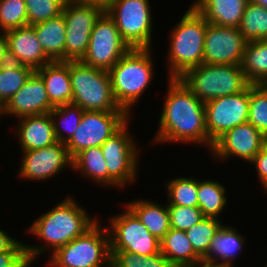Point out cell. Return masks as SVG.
<instances>
[{
  "mask_svg": "<svg viewBox=\"0 0 267 267\" xmlns=\"http://www.w3.org/2000/svg\"><path fill=\"white\" fill-rule=\"evenodd\" d=\"M25 246L19 241L10 251L0 253V267H30Z\"/></svg>",
  "mask_w": 267,
  "mask_h": 267,
  "instance_id": "40",
  "label": "cell"
},
{
  "mask_svg": "<svg viewBox=\"0 0 267 267\" xmlns=\"http://www.w3.org/2000/svg\"><path fill=\"white\" fill-rule=\"evenodd\" d=\"M265 145L267 146V134L265 135Z\"/></svg>",
  "mask_w": 267,
  "mask_h": 267,
  "instance_id": "48",
  "label": "cell"
},
{
  "mask_svg": "<svg viewBox=\"0 0 267 267\" xmlns=\"http://www.w3.org/2000/svg\"><path fill=\"white\" fill-rule=\"evenodd\" d=\"M233 267L231 264L221 263V262H212L210 260L201 258L193 267Z\"/></svg>",
  "mask_w": 267,
  "mask_h": 267,
  "instance_id": "44",
  "label": "cell"
},
{
  "mask_svg": "<svg viewBox=\"0 0 267 267\" xmlns=\"http://www.w3.org/2000/svg\"><path fill=\"white\" fill-rule=\"evenodd\" d=\"M125 213L110 218V251H127L140 256L161 252V241L153 236L127 207Z\"/></svg>",
  "mask_w": 267,
  "mask_h": 267,
  "instance_id": "11",
  "label": "cell"
},
{
  "mask_svg": "<svg viewBox=\"0 0 267 267\" xmlns=\"http://www.w3.org/2000/svg\"><path fill=\"white\" fill-rule=\"evenodd\" d=\"M250 162L255 165L258 180L261 181V186L265 188L267 186V146L265 145Z\"/></svg>",
  "mask_w": 267,
  "mask_h": 267,
  "instance_id": "41",
  "label": "cell"
},
{
  "mask_svg": "<svg viewBox=\"0 0 267 267\" xmlns=\"http://www.w3.org/2000/svg\"><path fill=\"white\" fill-rule=\"evenodd\" d=\"M188 9L172 29L169 38L171 42L167 58L170 66L168 78H179L188 69L203 63L208 22L193 6Z\"/></svg>",
  "mask_w": 267,
  "mask_h": 267,
  "instance_id": "4",
  "label": "cell"
},
{
  "mask_svg": "<svg viewBox=\"0 0 267 267\" xmlns=\"http://www.w3.org/2000/svg\"><path fill=\"white\" fill-rule=\"evenodd\" d=\"M35 72L44 81L49 100L54 106L71 104L70 61H52Z\"/></svg>",
  "mask_w": 267,
  "mask_h": 267,
  "instance_id": "21",
  "label": "cell"
},
{
  "mask_svg": "<svg viewBox=\"0 0 267 267\" xmlns=\"http://www.w3.org/2000/svg\"><path fill=\"white\" fill-rule=\"evenodd\" d=\"M67 0H24L27 9L28 25L47 21L63 13Z\"/></svg>",
  "mask_w": 267,
  "mask_h": 267,
  "instance_id": "37",
  "label": "cell"
},
{
  "mask_svg": "<svg viewBox=\"0 0 267 267\" xmlns=\"http://www.w3.org/2000/svg\"><path fill=\"white\" fill-rule=\"evenodd\" d=\"M127 206L158 240H162L170 230V215L168 205H160L149 200H134Z\"/></svg>",
  "mask_w": 267,
  "mask_h": 267,
  "instance_id": "23",
  "label": "cell"
},
{
  "mask_svg": "<svg viewBox=\"0 0 267 267\" xmlns=\"http://www.w3.org/2000/svg\"><path fill=\"white\" fill-rule=\"evenodd\" d=\"M105 9L99 5L67 0L63 8L66 26L65 61H80L88 49L94 25Z\"/></svg>",
  "mask_w": 267,
  "mask_h": 267,
  "instance_id": "13",
  "label": "cell"
},
{
  "mask_svg": "<svg viewBox=\"0 0 267 267\" xmlns=\"http://www.w3.org/2000/svg\"><path fill=\"white\" fill-rule=\"evenodd\" d=\"M149 0H112L105 9L131 49L151 48L152 16Z\"/></svg>",
  "mask_w": 267,
  "mask_h": 267,
  "instance_id": "8",
  "label": "cell"
},
{
  "mask_svg": "<svg viewBox=\"0 0 267 267\" xmlns=\"http://www.w3.org/2000/svg\"><path fill=\"white\" fill-rule=\"evenodd\" d=\"M54 107L49 100L44 81L34 71L4 105V114L21 118L50 113Z\"/></svg>",
  "mask_w": 267,
  "mask_h": 267,
  "instance_id": "18",
  "label": "cell"
},
{
  "mask_svg": "<svg viewBox=\"0 0 267 267\" xmlns=\"http://www.w3.org/2000/svg\"><path fill=\"white\" fill-rule=\"evenodd\" d=\"M159 128L154 141L198 143L208 147L205 103L179 78H169Z\"/></svg>",
  "mask_w": 267,
  "mask_h": 267,
  "instance_id": "1",
  "label": "cell"
},
{
  "mask_svg": "<svg viewBox=\"0 0 267 267\" xmlns=\"http://www.w3.org/2000/svg\"><path fill=\"white\" fill-rule=\"evenodd\" d=\"M109 226L96 221L82 235L52 253L53 267H111Z\"/></svg>",
  "mask_w": 267,
  "mask_h": 267,
  "instance_id": "7",
  "label": "cell"
},
{
  "mask_svg": "<svg viewBox=\"0 0 267 267\" xmlns=\"http://www.w3.org/2000/svg\"><path fill=\"white\" fill-rule=\"evenodd\" d=\"M19 241L0 229V253L10 251Z\"/></svg>",
  "mask_w": 267,
  "mask_h": 267,
  "instance_id": "42",
  "label": "cell"
},
{
  "mask_svg": "<svg viewBox=\"0 0 267 267\" xmlns=\"http://www.w3.org/2000/svg\"><path fill=\"white\" fill-rule=\"evenodd\" d=\"M34 70L8 61L0 67V101L3 105L24 85Z\"/></svg>",
  "mask_w": 267,
  "mask_h": 267,
  "instance_id": "31",
  "label": "cell"
},
{
  "mask_svg": "<svg viewBox=\"0 0 267 267\" xmlns=\"http://www.w3.org/2000/svg\"><path fill=\"white\" fill-rule=\"evenodd\" d=\"M161 253L173 267H193L201 257L194 251L186 231L170 228L161 240Z\"/></svg>",
  "mask_w": 267,
  "mask_h": 267,
  "instance_id": "25",
  "label": "cell"
},
{
  "mask_svg": "<svg viewBox=\"0 0 267 267\" xmlns=\"http://www.w3.org/2000/svg\"><path fill=\"white\" fill-rule=\"evenodd\" d=\"M130 49L115 22L105 11L94 25L88 49L80 61L109 71Z\"/></svg>",
  "mask_w": 267,
  "mask_h": 267,
  "instance_id": "12",
  "label": "cell"
},
{
  "mask_svg": "<svg viewBox=\"0 0 267 267\" xmlns=\"http://www.w3.org/2000/svg\"><path fill=\"white\" fill-rule=\"evenodd\" d=\"M19 174L26 180H46L59 174L64 167L72 168V158L65 143L57 141L45 148L23 151Z\"/></svg>",
  "mask_w": 267,
  "mask_h": 267,
  "instance_id": "16",
  "label": "cell"
},
{
  "mask_svg": "<svg viewBox=\"0 0 267 267\" xmlns=\"http://www.w3.org/2000/svg\"><path fill=\"white\" fill-rule=\"evenodd\" d=\"M129 118L126 111H84L77 129L65 143L69 155L73 159L84 149L100 147Z\"/></svg>",
  "mask_w": 267,
  "mask_h": 267,
  "instance_id": "10",
  "label": "cell"
},
{
  "mask_svg": "<svg viewBox=\"0 0 267 267\" xmlns=\"http://www.w3.org/2000/svg\"><path fill=\"white\" fill-rule=\"evenodd\" d=\"M246 43L239 28L207 23L203 63L241 65Z\"/></svg>",
  "mask_w": 267,
  "mask_h": 267,
  "instance_id": "15",
  "label": "cell"
},
{
  "mask_svg": "<svg viewBox=\"0 0 267 267\" xmlns=\"http://www.w3.org/2000/svg\"><path fill=\"white\" fill-rule=\"evenodd\" d=\"M28 26L24 0H0V30L8 31Z\"/></svg>",
  "mask_w": 267,
  "mask_h": 267,
  "instance_id": "38",
  "label": "cell"
},
{
  "mask_svg": "<svg viewBox=\"0 0 267 267\" xmlns=\"http://www.w3.org/2000/svg\"><path fill=\"white\" fill-rule=\"evenodd\" d=\"M128 125L127 121L100 146L108 169V187L123 188L137 177L139 149L128 133Z\"/></svg>",
  "mask_w": 267,
  "mask_h": 267,
  "instance_id": "9",
  "label": "cell"
},
{
  "mask_svg": "<svg viewBox=\"0 0 267 267\" xmlns=\"http://www.w3.org/2000/svg\"><path fill=\"white\" fill-rule=\"evenodd\" d=\"M222 225L220 218L204 217L199 223L186 230L194 251L201 258L208 254L212 240Z\"/></svg>",
  "mask_w": 267,
  "mask_h": 267,
  "instance_id": "33",
  "label": "cell"
},
{
  "mask_svg": "<svg viewBox=\"0 0 267 267\" xmlns=\"http://www.w3.org/2000/svg\"><path fill=\"white\" fill-rule=\"evenodd\" d=\"M267 9V0H248Z\"/></svg>",
  "mask_w": 267,
  "mask_h": 267,
  "instance_id": "46",
  "label": "cell"
},
{
  "mask_svg": "<svg viewBox=\"0 0 267 267\" xmlns=\"http://www.w3.org/2000/svg\"><path fill=\"white\" fill-rule=\"evenodd\" d=\"M72 168L85 175L91 181L106 185L108 188V169L101 148L90 147L79 152L72 159Z\"/></svg>",
  "mask_w": 267,
  "mask_h": 267,
  "instance_id": "28",
  "label": "cell"
},
{
  "mask_svg": "<svg viewBox=\"0 0 267 267\" xmlns=\"http://www.w3.org/2000/svg\"><path fill=\"white\" fill-rule=\"evenodd\" d=\"M198 208L204 217L218 218L227 204L226 189L213 180H198ZM218 216V217H217Z\"/></svg>",
  "mask_w": 267,
  "mask_h": 267,
  "instance_id": "29",
  "label": "cell"
},
{
  "mask_svg": "<svg viewBox=\"0 0 267 267\" xmlns=\"http://www.w3.org/2000/svg\"><path fill=\"white\" fill-rule=\"evenodd\" d=\"M6 37L9 61L29 66L34 71L52 62L45 54L32 26L8 30Z\"/></svg>",
  "mask_w": 267,
  "mask_h": 267,
  "instance_id": "19",
  "label": "cell"
},
{
  "mask_svg": "<svg viewBox=\"0 0 267 267\" xmlns=\"http://www.w3.org/2000/svg\"><path fill=\"white\" fill-rule=\"evenodd\" d=\"M151 57V48L130 49L108 71L114 99L129 115L130 108L152 81L154 72Z\"/></svg>",
  "mask_w": 267,
  "mask_h": 267,
  "instance_id": "3",
  "label": "cell"
},
{
  "mask_svg": "<svg viewBox=\"0 0 267 267\" xmlns=\"http://www.w3.org/2000/svg\"><path fill=\"white\" fill-rule=\"evenodd\" d=\"M77 3L99 5L106 9L112 0H71Z\"/></svg>",
  "mask_w": 267,
  "mask_h": 267,
  "instance_id": "45",
  "label": "cell"
},
{
  "mask_svg": "<svg viewBox=\"0 0 267 267\" xmlns=\"http://www.w3.org/2000/svg\"><path fill=\"white\" fill-rule=\"evenodd\" d=\"M248 0H195L192 6L208 23L239 27Z\"/></svg>",
  "mask_w": 267,
  "mask_h": 267,
  "instance_id": "22",
  "label": "cell"
},
{
  "mask_svg": "<svg viewBox=\"0 0 267 267\" xmlns=\"http://www.w3.org/2000/svg\"><path fill=\"white\" fill-rule=\"evenodd\" d=\"M181 81L202 102L237 94L250 83L246 80L241 65L200 64L188 69Z\"/></svg>",
  "mask_w": 267,
  "mask_h": 267,
  "instance_id": "5",
  "label": "cell"
},
{
  "mask_svg": "<svg viewBox=\"0 0 267 267\" xmlns=\"http://www.w3.org/2000/svg\"><path fill=\"white\" fill-rule=\"evenodd\" d=\"M9 61L6 32L0 33V67Z\"/></svg>",
  "mask_w": 267,
  "mask_h": 267,
  "instance_id": "43",
  "label": "cell"
},
{
  "mask_svg": "<svg viewBox=\"0 0 267 267\" xmlns=\"http://www.w3.org/2000/svg\"><path fill=\"white\" fill-rule=\"evenodd\" d=\"M249 85L241 92L205 102L208 146L233 127L248 122Z\"/></svg>",
  "mask_w": 267,
  "mask_h": 267,
  "instance_id": "14",
  "label": "cell"
},
{
  "mask_svg": "<svg viewBox=\"0 0 267 267\" xmlns=\"http://www.w3.org/2000/svg\"><path fill=\"white\" fill-rule=\"evenodd\" d=\"M72 102L84 111H125L114 99L107 70L70 61Z\"/></svg>",
  "mask_w": 267,
  "mask_h": 267,
  "instance_id": "6",
  "label": "cell"
},
{
  "mask_svg": "<svg viewBox=\"0 0 267 267\" xmlns=\"http://www.w3.org/2000/svg\"><path fill=\"white\" fill-rule=\"evenodd\" d=\"M86 211L79 206L75 199L67 197L38 217L30 225L28 231L44 240L46 245L25 246L29 263L32 264L36 257L48 250L49 247L54 253L58 248L68 244L88 230L97 220L92 219Z\"/></svg>",
  "mask_w": 267,
  "mask_h": 267,
  "instance_id": "2",
  "label": "cell"
},
{
  "mask_svg": "<svg viewBox=\"0 0 267 267\" xmlns=\"http://www.w3.org/2000/svg\"><path fill=\"white\" fill-rule=\"evenodd\" d=\"M230 226L222 225L212 240L208 254L204 259L212 262L221 260V263L233 265V259L238 257L241 249L244 247L245 239L242 234ZM243 246V247H242ZM236 255V256H235Z\"/></svg>",
  "mask_w": 267,
  "mask_h": 267,
  "instance_id": "26",
  "label": "cell"
},
{
  "mask_svg": "<svg viewBox=\"0 0 267 267\" xmlns=\"http://www.w3.org/2000/svg\"><path fill=\"white\" fill-rule=\"evenodd\" d=\"M16 127L22 151L45 148L58 141L50 113L21 117Z\"/></svg>",
  "mask_w": 267,
  "mask_h": 267,
  "instance_id": "20",
  "label": "cell"
},
{
  "mask_svg": "<svg viewBox=\"0 0 267 267\" xmlns=\"http://www.w3.org/2000/svg\"><path fill=\"white\" fill-rule=\"evenodd\" d=\"M4 115V105L0 101V116Z\"/></svg>",
  "mask_w": 267,
  "mask_h": 267,
  "instance_id": "47",
  "label": "cell"
},
{
  "mask_svg": "<svg viewBox=\"0 0 267 267\" xmlns=\"http://www.w3.org/2000/svg\"><path fill=\"white\" fill-rule=\"evenodd\" d=\"M239 30L247 42L267 39V9L247 2Z\"/></svg>",
  "mask_w": 267,
  "mask_h": 267,
  "instance_id": "30",
  "label": "cell"
},
{
  "mask_svg": "<svg viewBox=\"0 0 267 267\" xmlns=\"http://www.w3.org/2000/svg\"><path fill=\"white\" fill-rule=\"evenodd\" d=\"M171 228L186 231L199 223L203 214L198 207L168 205Z\"/></svg>",
  "mask_w": 267,
  "mask_h": 267,
  "instance_id": "39",
  "label": "cell"
},
{
  "mask_svg": "<svg viewBox=\"0 0 267 267\" xmlns=\"http://www.w3.org/2000/svg\"><path fill=\"white\" fill-rule=\"evenodd\" d=\"M248 122L267 134V85L249 84Z\"/></svg>",
  "mask_w": 267,
  "mask_h": 267,
  "instance_id": "35",
  "label": "cell"
},
{
  "mask_svg": "<svg viewBox=\"0 0 267 267\" xmlns=\"http://www.w3.org/2000/svg\"><path fill=\"white\" fill-rule=\"evenodd\" d=\"M111 256V267H173L161 252L140 256L127 251H111Z\"/></svg>",
  "mask_w": 267,
  "mask_h": 267,
  "instance_id": "36",
  "label": "cell"
},
{
  "mask_svg": "<svg viewBox=\"0 0 267 267\" xmlns=\"http://www.w3.org/2000/svg\"><path fill=\"white\" fill-rule=\"evenodd\" d=\"M83 112V109L74 104L55 106L50 111L54 123L55 135L59 142L66 143L71 138L81 122ZM63 131L67 132L66 136Z\"/></svg>",
  "mask_w": 267,
  "mask_h": 267,
  "instance_id": "32",
  "label": "cell"
},
{
  "mask_svg": "<svg viewBox=\"0 0 267 267\" xmlns=\"http://www.w3.org/2000/svg\"><path fill=\"white\" fill-rule=\"evenodd\" d=\"M168 204L198 207V179L179 177L167 183Z\"/></svg>",
  "mask_w": 267,
  "mask_h": 267,
  "instance_id": "34",
  "label": "cell"
},
{
  "mask_svg": "<svg viewBox=\"0 0 267 267\" xmlns=\"http://www.w3.org/2000/svg\"><path fill=\"white\" fill-rule=\"evenodd\" d=\"M265 146V136L249 122L237 125L222 135L210 151L219 160L239 157L250 162Z\"/></svg>",
  "mask_w": 267,
  "mask_h": 267,
  "instance_id": "17",
  "label": "cell"
},
{
  "mask_svg": "<svg viewBox=\"0 0 267 267\" xmlns=\"http://www.w3.org/2000/svg\"><path fill=\"white\" fill-rule=\"evenodd\" d=\"M32 27L45 54L52 61H65L66 26L63 14Z\"/></svg>",
  "mask_w": 267,
  "mask_h": 267,
  "instance_id": "24",
  "label": "cell"
},
{
  "mask_svg": "<svg viewBox=\"0 0 267 267\" xmlns=\"http://www.w3.org/2000/svg\"><path fill=\"white\" fill-rule=\"evenodd\" d=\"M241 68L250 84L267 85V39L246 43Z\"/></svg>",
  "mask_w": 267,
  "mask_h": 267,
  "instance_id": "27",
  "label": "cell"
}]
</instances>
